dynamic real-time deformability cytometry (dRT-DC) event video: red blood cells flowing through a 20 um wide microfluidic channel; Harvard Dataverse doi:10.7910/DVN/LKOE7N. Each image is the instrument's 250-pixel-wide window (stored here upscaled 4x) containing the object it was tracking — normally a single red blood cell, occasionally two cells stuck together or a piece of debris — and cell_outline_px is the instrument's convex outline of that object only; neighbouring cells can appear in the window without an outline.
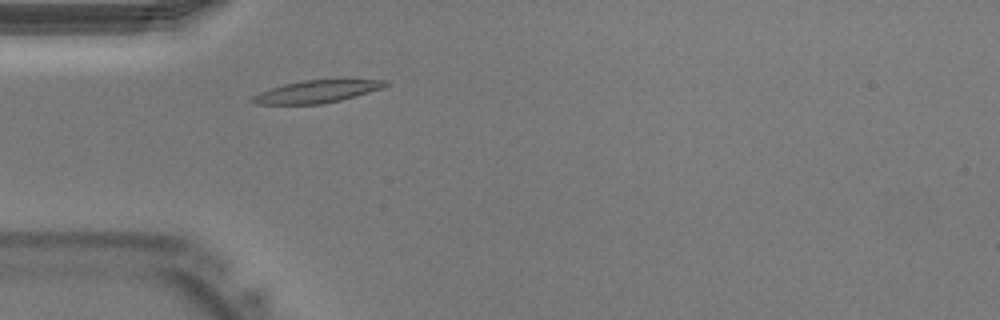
{"species": "Egyptian fruit bat (a non-hibernating species)", "species_latin": "Rousettus aegyptiacus", "temperature_condition": "warm", "stored_images_in_passage": 35, "camera_frame_rate_fps": 3000, "um_per_image_px": 0.085, "animal": {"sex": "male"}, "frame": {"image": 1, "passage_image": 6, "time_ms": 1.667, "image_size_px": [1000, 320], "cell_outline_px": [[388, 84], [384, 88], [340, 100], [320, 104], [256, 104], [248, 100], [252, 96], [260, 92], [284, 84], [304, 80], [388, 80]], "centroid_in_image_um": [26.9, 7.79], "position_along_channel_um": 58.1, "area_um2": 17.17}}
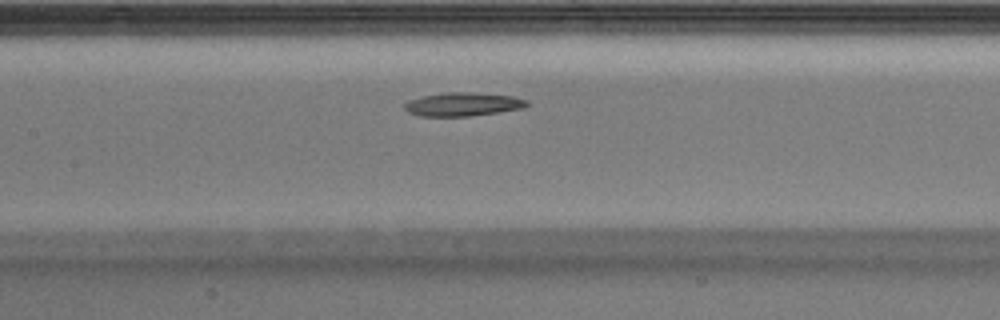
{"frame": {"image": 2, "passage_image": 13, "time_ms": 4.0, "image_size_px": [1000, 320], "cell_outline_px": [[528, 104], [524, 108], [468, 116], [420, 116], [408, 112], [404, 108], [404, 104], [408, 100], [424, 96], [444, 92], [472, 92], [512, 96], [528, 100]], "centroid_in_image_um": [39.33, 8.86], "position_along_channel_um": 168.1, "area_um2": 16.7}}
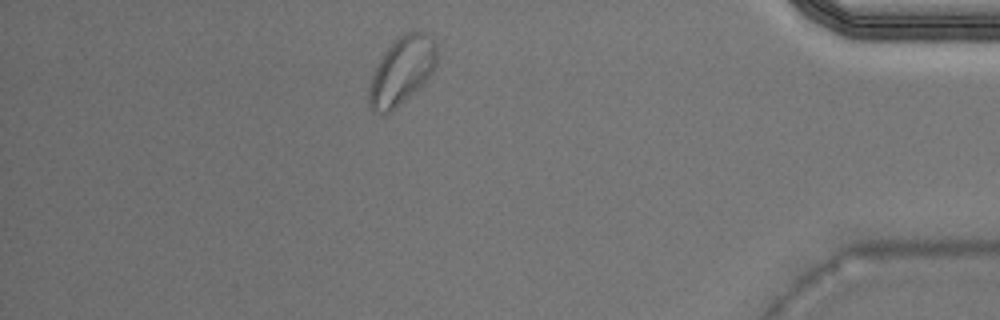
{"frame": {"image": 3, "passage_image": 30, "time_ms": 9.667, "image_size_px": [1000, 320], "cell_outline_px": [[436, 64], [428, 76], [388, 116], [384, 116], [372, 112], [368, 100], [368, 88], [372, 76], [384, 52], [404, 32], [428, 32], [436, 44]], "centroid_in_image_um": [34.11, 6.05], "position_along_channel_um": 401.1, "area_um2": 26.36}}